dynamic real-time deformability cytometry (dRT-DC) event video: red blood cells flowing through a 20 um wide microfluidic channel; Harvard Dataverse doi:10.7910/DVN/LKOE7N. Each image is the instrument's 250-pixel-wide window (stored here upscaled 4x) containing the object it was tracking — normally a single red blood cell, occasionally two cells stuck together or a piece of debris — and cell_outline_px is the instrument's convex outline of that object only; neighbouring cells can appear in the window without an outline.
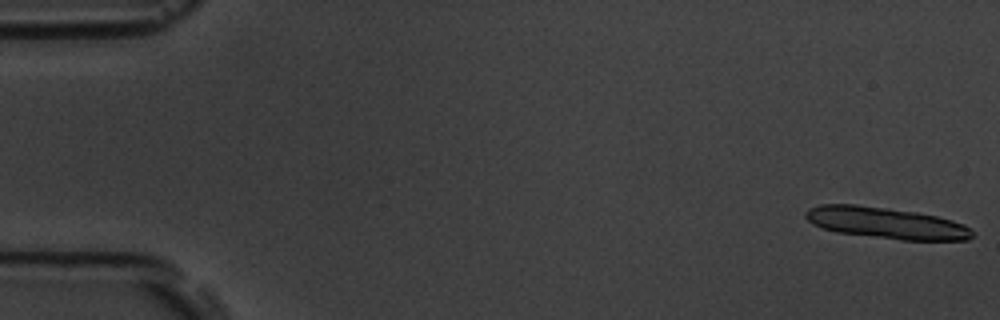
{"species": "common noctule bat (a hibernating species)", "species_latin": "Nyctalus noctula", "temperature_condition": "room temperature", "stored_images_in_passage": 14, "camera_frame_rate_fps": 3000, "um_per_image_px": 0.085, "animal": {"sex": "male", "body_mass_g": 19.5, "forearm_length_mm": 54.6}, "frame": {"image": 1, "passage_image": 1, "time_ms": 0.0, "image_size_px": [1000, 320], "cell_outline_px": [[972, 236], [968, 240], [900, 240], [836, 232], [812, 224], [804, 216], [804, 212], [808, 208], [820, 204], [856, 204], [888, 208], [916, 212], [936, 216], [952, 220], [964, 224], [972, 232]], "centroid_in_image_um": [75.27, 18.94], "position_along_channel_um": 9.7, "area_um2": 30.52}}